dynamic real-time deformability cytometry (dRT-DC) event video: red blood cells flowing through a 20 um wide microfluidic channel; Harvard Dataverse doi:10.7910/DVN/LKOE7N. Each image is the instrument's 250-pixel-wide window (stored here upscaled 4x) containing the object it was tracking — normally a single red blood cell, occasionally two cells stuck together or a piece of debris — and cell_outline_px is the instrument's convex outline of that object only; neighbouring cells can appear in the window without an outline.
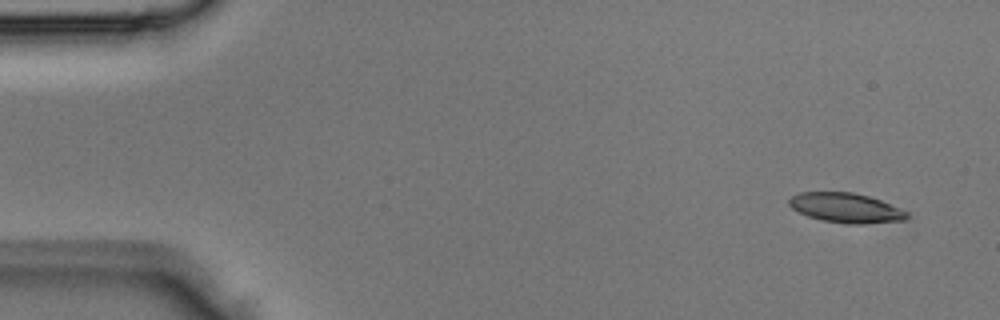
{"species": "Egyptian fruit bat (a non-hibernating species)", "species_latin": "Rousettus aegyptiacus", "temperature_condition": "room temperature", "stored_images_in_passage": 3, "segment_of_instrument_passage": [2, 2], "camera_frame_rate_fps": 3000, "um_per_image_px": 0.085, "animal": {"sex": "male"}, "frame": {"image": 1, "passage_image": 3, "time_ms": 0.667, "image_size_px": [1000, 320], "cell_outline_px": [[908, 216], [904, 220], [864, 224], [848, 224], [820, 220], [808, 216], [792, 208], [788, 204], [788, 200], [792, 196], [800, 192], [852, 192], [868, 196], [880, 200], [908, 212]], "centroid_in_image_um": [71.88, 17.67], "position_along_channel_um": 13.1, "area_um2": 20.29}}